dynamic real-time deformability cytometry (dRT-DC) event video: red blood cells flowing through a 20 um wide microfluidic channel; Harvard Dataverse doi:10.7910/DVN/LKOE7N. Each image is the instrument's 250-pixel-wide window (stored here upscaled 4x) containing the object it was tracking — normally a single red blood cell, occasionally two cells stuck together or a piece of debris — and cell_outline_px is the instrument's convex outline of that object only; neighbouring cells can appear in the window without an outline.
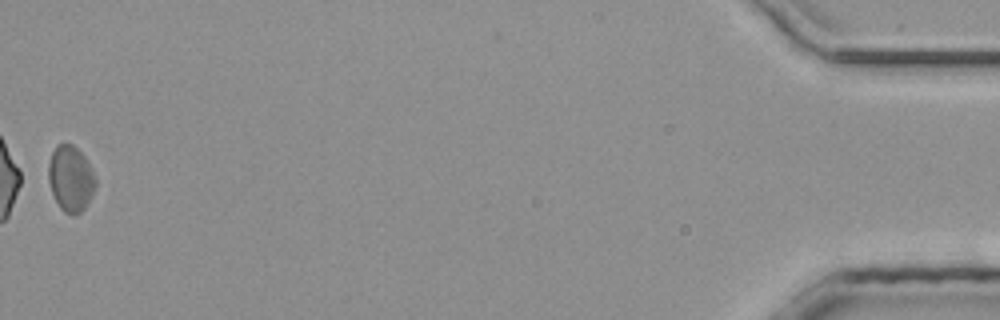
{"species": "common noctule bat (a hibernating species)", "species_latin": "Nyctalus noctula", "temperature_condition": "room temperature", "stored_images_in_passage": 31, "camera_frame_rate_fps": 3000, "um_per_image_px": 0.085, "animal": {"sex": "male", "body_mass_g": 20.4}, "frame": {"image": 1, "passage_image": 30, "time_ms": 9.667, "image_size_px": [1000, 320], "cell_outline_px": [[96, 184], [92, 196], [84, 208], [80, 212], [72, 216], [64, 212], [60, 208], [52, 192], [48, 180], [48, 164], [52, 152], [56, 144], [72, 144], [84, 156], [96, 180]], "centroid_in_image_um": [5.99, 15.19], "position_along_channel_um": 429.2, "area_um2": 17.92}}